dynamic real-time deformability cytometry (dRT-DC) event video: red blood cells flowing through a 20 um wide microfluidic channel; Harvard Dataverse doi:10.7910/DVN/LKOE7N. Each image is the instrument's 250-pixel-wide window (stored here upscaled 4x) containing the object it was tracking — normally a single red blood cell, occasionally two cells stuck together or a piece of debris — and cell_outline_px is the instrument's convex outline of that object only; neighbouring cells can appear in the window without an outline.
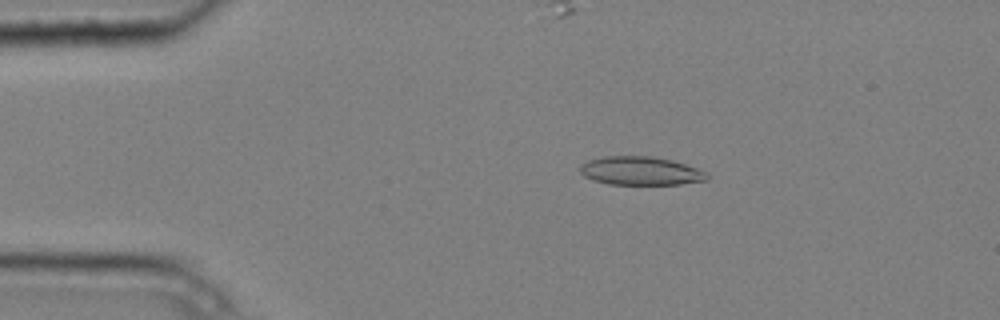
{"species": "common noctule bat (a hibernating species)", "species_latin": "Nyctalus noctula", "temperature_condition": "cold", "stored_images_in_passage": 4, "camera_frame_rate_fps": 3000, "um_per_image_px": 0.085, "animal": {"sex": "male", "body_mass_g": 20.4}, "frame": {"image": 1, "passage_image": 2, "time_ms": 0.333, "image_size_px": [1000, 320], "cell_outline_px": [[708, 180], [680, 184], [608, 184], [592, 180], [584, 176], [580, 172], [580, 164], [588, 160], [604, 156], [648, 156], [672, 160], [696, 168], [704, 172], [708, 176]], "centroid_in_image_um": [54.4, 14.52], "position_along_channel_um": 30.6, "area_um2": 20.98}}
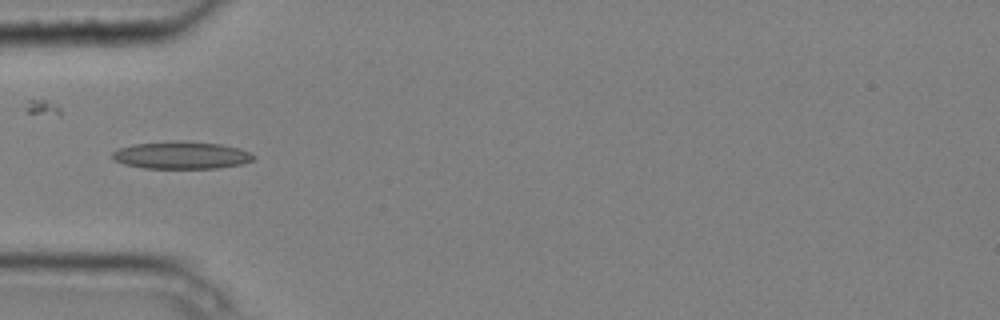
{"frame": {"image": 2, "passage_image": 4, "time_ms": 1.0, "image_size_px": [1000, 320], "cell_outline_px": [[256, 156], [252, 160], [240, 164], [216, 168], [144, 168], [124, 164], [116, 160], [112, 156], [112, 152], [120, 148], [136, 144], [176, 140], [184, 140], [220, 144], [240, 148]], "centroid_in_image_um": [15.43, 13.18], "position_along_channel_um": 69.6, "area_um2": 22.43}}